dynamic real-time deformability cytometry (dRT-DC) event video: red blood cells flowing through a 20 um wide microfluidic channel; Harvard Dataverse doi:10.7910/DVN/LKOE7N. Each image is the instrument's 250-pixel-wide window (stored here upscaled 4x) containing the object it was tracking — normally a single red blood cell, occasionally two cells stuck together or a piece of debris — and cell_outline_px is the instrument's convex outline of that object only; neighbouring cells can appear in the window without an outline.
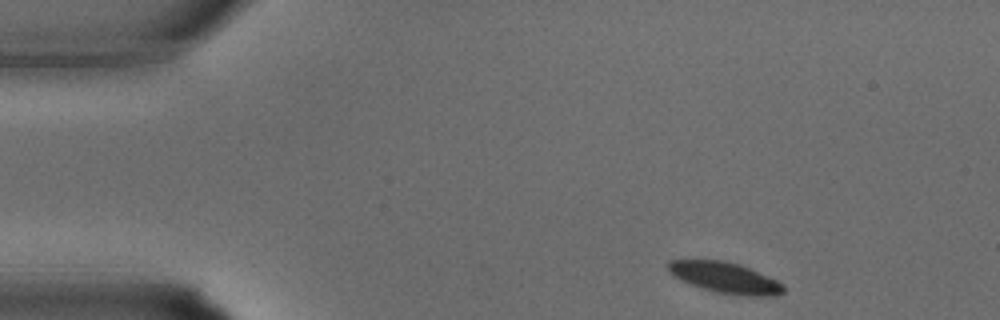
{"species": "common noctule bat (a hibernating species)", "species_latin": "Nyctalus noctula", "temperature_condition": "warm", "stored_images_in_passage": 30, "camera_frame_rate_fps": 3000, "um_per_image_px": 0.085, "animal": {"sex": "male", "body_mass_g": 15.6}, "frame": {"image": 1, "passage_image": 1, "time_ms": 0.0, "image_size_px": [1000, 320], "cell_outline_px": [[784, 292], [776, 296], [748, 296], [720, 292], [704, 288], [692, 284], [672, 276], [668, 272], [668, 260], [724, 260], [740, 264], [776, 280], [784, 284]], "centroid_in_image_um": [61.64, 23.59], "position_along_channel_um": 23.4, "area_um2": 20.52}}
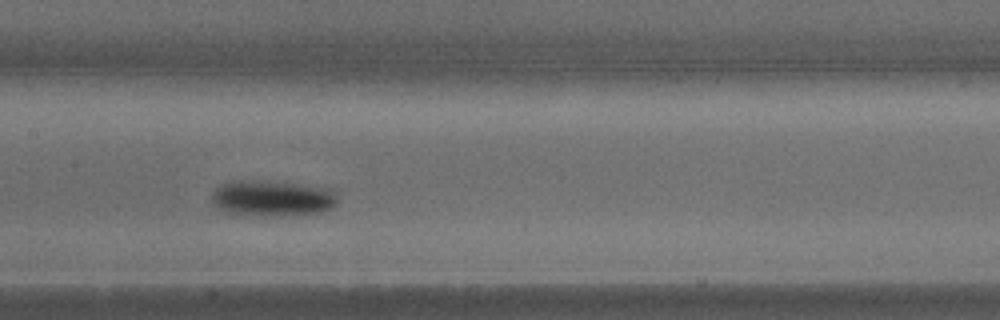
{"frame": {"image": 2, "passage_image": 13, "time_ms": 4.0, "image_size_px": [1000, 320], "cell_outline_px": [[336, 204], [332, 208], [320, 212], [276, 216], [272, 216], [224, 212], [216, 208], [212, 204], [212, 196], [216, 188], [220, 184], [228, 180], [256, 180], [296, 184], [332, 188], [336, 196]], "centroid_in_image_um": [23.1, 16.84], "position_along_channel_um": 184.3, "area_um2": 26.36}}
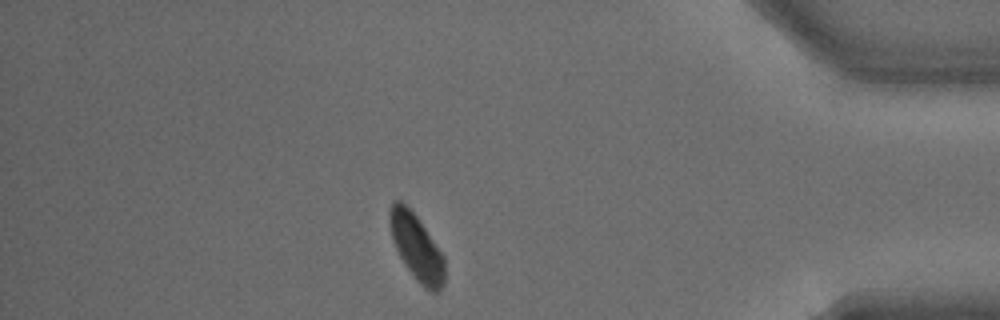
{"frame": {"image": 3, "passage_image": 26, "time_ms": 8.333, "image_size_px": [1000, 320], "cell_outline_px": [[444, 284], [440, 292], [432, 292], [424, 288], [416, 280], [400, 256], [392, 240], [388, 224], [388, 212], [392, 204], [396, 200], [400, 200], [416, 216], [444, 256]], "centroid_in_image_um": [35.39, 21.04], "position_along_channel_um": 399.8, "area_um2": 20.98}}